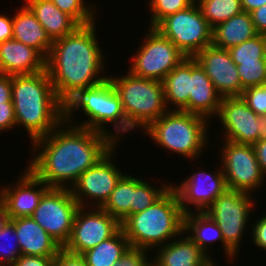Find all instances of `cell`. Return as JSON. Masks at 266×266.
I'll return each mask as SVG.
<instances>
[{
	"instance_id": "cell-38",
	"label": "cell",
	"mask_w": 266,
	"mask_h": 266,
	"mask_svg": "<svg viewBox=\"0 0 266 266\" xmlns=\"http://www.w3.org/2000/svg\"><path fill=\"white\" fill-rule=\"evenodd\" d=\"M265 212H260V215L252 217L251 229H250V239L247 242H251L255 249H260L264 254L266 253V210ZM262 213V214H261ZM255 218V220H254ZM254 222V223H253ZM252 240V241H251Z\"/></svg>"
},
{
	"instance_id": "cell-9",
	"label": "cell",
	"mask_w": 266,
	"mask_h": 266,
	"mask_svg": "<svg viewBox=\"0 0 266 266\" xmlns=\"http://www.w3.org/2000/svg\"><path fill=\"white\" fill-rule=\"evenodd\" d=\"M143 34L138 50L128 58L130 66L126 70L136 77L163 82L187 56L155 28Z\"/></svg>"
},
{
	"instance_id": "cell-34",
	"label": "cell",
	"mask_w": 266,
	"mask_h": 266,
	"mask_svg": "<svg viewBox=\"0 0 266 266\" xmlns=\"http://www.w3.org/2000/svg\"><path fill=\"white\" fill-rule=\"evenodd\" d=\"M21 255L14 222L10 219L0 231V266H12Z\"/></svg>"
},
{
	"instance_id": "cell-27",
	"label": "cell",
	"mask_w": 266,
	"mask_h": 266,
	"mask_svg": "<svg viewBox=\"0 0 266 266\" xmlns=\"http://www.w3.org/2000/svg\"><path fill=\"white\" fill-rule=\"evenodd\" d=\"M163 86L168 110L189 112L190 57L184 59L165 77Z\"/></svg>"
},
{
	"instance_id": "cell-26",
	"label": "cell",
	"mask_w": 266,
	"mask_h": 266,
	"mask_svg": "<svg viewBox=\"0 0 266 266\" xmlns=\"http://www.w3.org/2000/svg\"><path fill=\"white\" fill-rule=\"evenodd\" d=\"M257 34L251 14L242 11L212 28L211 44L228 50L246 40L252 39Z\"/></svg>"
},
{
	"instance_id": "cell-42",
	"label": "cell",
	"mask_w": 266,
	"mask_h": 266,
	"mask_svg": "<svg viewBox=\"0 0 266 266\" xmlns=\"http://www.w3.org/2000/svg\"><path fill=\"white\" fill-rule=\"evenodd\" d=\"M55 257L21 255L12 266H53Z\"/></svg>"
},
{
	"instance_id": "cell-5",
	"label": "cell",
	"mask_w": 266,
	"mask_h": 266,
	"mask_svg": "<svg viewBox=\"0 0 266 266\" xmlns=\"http://www.w3.org/2000/svg\"><path fill=\"white\" fill-rule=\"evenodd\" d=\"M211 124L207 118L194 113L168 110L141 133L154 142L155 147L160 146L170 155H179L192 162L200 160L206 150L208 152L209 142L213 140L209 135L214 130Z\"/></svg>"
},
{
	"instance_id": "cell-52",
	"label": "cell",
	"mask_w": 266,
	"mask_h": 266,
	"mask_svg": "<svg viewBox=\"0 0 266 266\" xmlns=\"http://www.w3.org/2000/svg\"><path fill=\"white\" fill-rule=\"evenodd\" d=\"M262 87L266 90V82L262 85Z\"/></svg>"
},
{
	"instance_id": "cell-51",
	"label": "cell",
	"mask_w": 266,
	"mask_h": 266,
	"mask_svg": "<svg viewBox=\"0 0 266 266\" xmlns=\"http://www.w3.org/2000/svg\"><path fill=\"white\" fill-rule=\"evenodd\" d=\"M220 262L219 263H214L212 266H221Z\"/></svg>"
},
{
	"instance_id": "cell-36",
	"label": "cell",
	"mask_w": 266,
	"mask_h": 266,
	"mask_svg": "<svg viewBox=\"0 0 266 266\" xmlns=\"http://www.w3.org/2000/svg\"><path fill=\"white\" fill-rule=\"evenodd\" d=\"M237 69L243 89L262 86L266 82V60L241 62Z\"/></svg>"
},
{
	"instance_id": "cell-8",
	"label": "cell",
	"mask_w": 266,
	"mask_h": 266,
	"mask_svg": "<svg viewBox=\"0 0 266 266\" xmlns=\"http://www.w3.org/2000/svg\"><path fill=\"white\" fill-rule=\"evenodd\" d=\"M256 203L257 197L252 194L226 189L204 212L219 225L224 243L237 256L246 243L244 238L250 237V221L256 214Z\"/></svg>"
},
{
	"instance_id": "cell-12",
	"label": "cell",
	"mask_w": 266,
	"mask_h": 266,
	"mask_svg": "<svg viewBox=\"0 0 266 266\" xmlns=\"http://www.w3.org/2000/svg\"><path fill=\"white\" fill-rule=\"evenodd\" d=\"M120 145L116 144L93 167L81 174L71 187L70 190L79 207L101 208L109 199L117 183L126 172L125 169L123 171L122 168L120 169L119 159L116 157L119 155Z\"/></svg>"
},
{
	"instance_id": "cell-3",
	"label": "cell",
	"mask_w": 266,
	"mask_h": 266,
	"mask_svg": "<svg viewBox=\"0 0 266 266\" xmlns=\"http://www.w3.org/2000/svg\"><path fill=\"white\" fill-rule=\"evenodd\" d=\"M12 101L17 128L21 133L26 130L30 144L65 119V105L57 97L46 70L12 75Z\"/></svg>"
},
{
	"instance_id": "cell-32",
	"label": "cell",
	"mask_w": 266,
	"mask_h": 266,
	"mask_svg": "<svg viewBox=\"0 0 266 266\" xmlns=\"http://www.w3.org/2000/svg\"><path fill=\"white\" fill-rule=\"evenodd\" d=\"M228 52L236 65L266 60V35L257 34L252 39L231 47Z\"/></svg>"
},
{
	"instance_id": "cell-29",
	"label": "cell",
	"mask_w": 266,
	"mask_h": 266,
	"mask_svg": "<svg viewBox=\"0 0 266 266\" xmlns=\"http://www.w3.org/2000/svg\"><path fill=\"white\" fill-rule=\"evenodd\" d=\"M133 193L134 173L125 172L101 208L122 223L133 214Z\"/></svg>"
},
{
	"instance_id": "cell-31",
	"label": "cell",
	"mask_w": 266,
	"mask_h": 266,
	"mask_svg": "<svg viewBox=\"0 0 266 266\" xmlns=\"http://www.w3.org/2000/svg\"><path fill=\"white\" fill-rule=\"evenodd\" d=\"M196 3L211 28L243 11L241 0H197Z\"/></svg>"
},
{
	"instance_id": "cell-4",
	"label": "cell",
	"mask_w": 266,
	"mask_h": 266,
	"mask_svg": "<svg viewBox=\"0 0 266 266\" xmlns=\"http://www.w3.org/2000/svg\"><path fill=\"white\" fill-rule=\"evenodd\" d=\"M64 105L67 122L106 134L116 144L126 140L127 119L120 97L109 78L96 86L78 91ZM79 114L83 115L82 121L76 120Z\"/></svg>"
},
{
	"instance_id": "cell-41",
	"label": "cell",
	"mask_w": 266,
	"mask_h": 266,
	"mask_svg": "<svg viewBox=\"0 0 266 266\" xmlns=\"http://www.w3.org/2000/svg\"><path fill=\"white\" fill-rule=\"evenodd\" d=\"M53 266H87L81 255H75L62 249L54 258Z\"/></svg>"
},
{
	"instance_id": "cell-45",
	"label": "cell",
	"mask_w": 266,
	"mask_h": 266,
	"mask_svg": "<svg viewBox=\"0 0 266 266\" xmlns=\"http://www.w3.org/2000/svg\"><path fill=\"white\" fill-rule=\"evenodd\" d=\"M12 101V75L0 74V104Z\"/></svg>"
},
{
	"instance_id": "cell-35",
	"label": "cell",
	"mask_w": 266,
	"mask_h": 266,
	"mask_svg": "<svg viewBox=\"0 0 266 266\" xmlns=\"http://www.w3.org/2000/svg\"><path fill=\"white\" fill-rule=\"evenodd\" d=\"M194 3L193 0H148L150 23L148 28H154L162 19L178 11L187 9Z\"/></svg>"
},
{
	"instance_id": "cell-39",
	"label": "cell",
	"mask_w": 266,
	"mask_h": 266,
	"mask_svg": "<svg viewBox=\"0 0 266 266\" xmlns=\"http://www.w3.org/2000/svg\"><path fill=\"white\" fill-rule=\"evenodd\" d=\"M151 251L130 247L113 266H147L152 261Z\"/></svg>"
},
{
	"instance_id": "cell-1",
	"label": "cell",
	"mask_w": 266,
	"mask_h": 266,
	"mask_svg": "<svg viewBox=\"0 0 266 266\" xmlns=\"http://www.w3.org/2000/svg\"><path fill=\"white\" fill-rule=\"evenodd\" d=\"M116 143L108 135L65 119L48 135L29 144L26 166L50 188H68Z\"/></svg>"
},
{
	"instance_id": "cell-20",
	"label": "cell",
	"mask_w": 266,
	"mask_h": 266,
	"mask_svg": "<svg viewBox=\"0 0 266 266\" xmlns=\"http://www.w3.org/2000/svg\"><path fill=\"white\" fill-rule=\"evenodd\" d=\"M184 231L215 262L218 261L216 258H214V253L211 254L213 251H215V249H213L215 242L219 243L218 247L222 245V254L225 255L224 259L226 258V264L228 263L230 265H234L236 264V259L240 258V255L237 256L224 243L222 231L219 225L204 212H191L185 214Z\"/></svg>"
},
{
	"instance_id": "cell-7",
	"label": "cell",
	"mask_w": 266,
	"mask_h": 266,
	"mask_svg": "<svg viewBox=\"0 0 266 266\" xmlns=\"http://www.w3.org/2000/svg\"><path fill=\"white\" fill-rule=\"evenodd\" d=\"M110 74L108 78L120 97L127 119V135L133 130L141 133L168 111L163 82L136 77L127 70L122 75Z\"/></svg>"
},
{
	"instance_id": "cell-16",
	"label": "cell",
	"mask_w": 266,
	"mask_h": 266,
	"mask_svg": "<svg viewBox=\"0 0 266 266\" xmlns=\"http://www.w3.org/2000/svg\"><path fill=\"white\" fill-rule=\"evenodd\" d=\"M214 121L218 122L216 125L222 130L218 138L222 137L225 141L250 145L258 141L259 116L246 105L241 97L222 98Z\"/></svg>"
},
{
	"instance_id": "cell-25",
	"label": "cell",
	"mask_w": 266,
	"mask_h": 266,
	"mask_svg": "<svg viewBox=\"0 0 266 266\" xmlns=\"http://www.w3.org/2000/svg\"><path fill=\"white\" fill-rule=\"evenodd\" d=\"M34 13L52 41L73 33L80 25L50 0H22Z\"/></svg>"
},
{
	"instance_id": "cell-22",
	"label": "cell",
	"mask_w": 266,
	"mask_h": 266,
	"mask_svg": "<svg viewBox=\"0 0 266 266\" xmlns=\"http://www.w3.org/2000/svg\"><path fill=\"white\" fill-rule=\"evenodd\" d=\"M45 70V58L15 39L0 43V74H35Z\"/></svg>"
},
{
	"instance_id": "cell-28",
	"label": "cell",
	"mask_w": 266,
	"mask_h": 266,
	"mask_svg": "<svg viewBox=\"0 0 266 266\" xmlns=\"http://www.w3.org/2000/svg\"><path fill=\"white\" fill-rule=\"evenodd\" d=\"M129 248V241L120 228L112 237L87 250L81 256L87 266H113Z\"/></svg>"
},
{
	"instance_id": "cell-13",
	"label": "cell",
	"mask_w": 266,
	"mask_h": 266,
	"mask_svg": "<svg viewBox=\"0 0 266 266\" xmlns=\"http://www.w3.org/2000/svg\"><path fill=\"white\" fill-rule=\"evenodd\" d=\"M195 168L179 183L171 180V188L175 191L179 204L184 214L191 212H205L214 200L226 189L225 176L220 162L214 166L213 171L199 166L198 160L194 161ZM198 164V165H197ZM199 166V167H198ZM206 167V170H205ZM197 169V170H196Z\"/></svg>"
},
{
	"instance_id": "cell-47",
	"label": "cell",
	"mask_w": 266,
	"mask_h": 266,
	"mask_svg": "<svg viewBox=\"0 0 266 266\" xmlns=\"http://www.w3.org/2000/svg\"><path fill=\"white\" fill-rule=\"evenodd\" d=\"M266 4V0H241L243 11L248 13Z\"/></svg>"
},
{
	"instance_id": "cell-11",
	"label": "cell",
	"mask_w": 266,
	"mask_h": 266,
	"mask_svg": "<svg viewBox=\"0 0 266 266\" xmlns=\"http://www.w3.org/2000/svg\"><path fill=\"white\" fill-rule=\"evenodd\" d=\"M154 28L187 57H194L212 43V28L196 2L168 15Z\"/></svg>"
},
{
	"instance_id": "cell-2",
	"label": "cell",
	"mask_w": 266,
	"mask_h": 266,
	"mask_svg": "<svg viewBox=\"0 0 266 266\" xmlns=\"http://www.w3.org/2000/svg\"><path fill=\"white\" fill-rule=\"evenodd\" d=\"M97 21L53 41L45 59V70L64 104L78 91L96 86L109 76L104 71L109 70L106 66L109 54L103 51L98 39Z\"/></svg>"
},
{
	"instance_id": "cell-48",
	"label": "cell",
	"mask_w": 266,
	"mask_h": 266,
	"mask_svg": "<svg viewBox=\"0 0 266 266\" xmlns=\"http://www.w3.org/2000/svg\"><path fill=\"white\" fill-rule=\"evenodd\" d=\"M266 139V115H259L258 141Z\"/></svg>"
},
{
	"instance_id": "cell-43",
	"label": "cell",
	"mask_w": 266,
	"mask_h": 266,
	"mask_svg": "<svg viewBox=\"0 0 266 266\" xmlns=\"http://www.w3.org/2000/svg\"><path fill=\"white\" fill-rule=\"evenodd\" d=\"M13 38V15L0 13V43Z\"/></svg>"
},
{
	"instance_id": "cell-18",
	"label": "cell",
	"mask_w": 266,
	"mask_h": 266,
	"mask_svg": "<svg viewBox=\"0 0 266 266\" xmlns=\"http://www.w3.org/2000/svg\"><path fill=\"white\" fill-rule=\"evenodd\" d=\"M206 72L218 93L224 97H240L242 91L237 65L227 49L209 45L193 57Z\"/></svg>"
},
{
	"instance_id": "cell-50",
	"label": "cell",
	"mask_w": 266,
	"mask_h": 266,
	"mask_svg": "<svg viewBox=\"0 0 266 266\" xmlns=\"http://www.w3.org/2000/svg\"><path fill=\"white\" fill-rule=\"evenodd\" d=\"M147 266H156L153 261H151Z\"/></svg>"
},
{
	"instance_id": "cell-19",
	"label": "cell",
	"mask_w": 266,
	"mask_h": 266,
	"mask_svg": "<svg viewBox=\"0 0 266 266\" xmlns=\"http://www.w3.org/2000/svg\"><path fill=\"white\" fill-rule=\"evenodd\" d=\"M152 253L156 266H212L216 263L185 231Z\"/></svg>"
},
{
	"instance_id": "cell-24",
	"label": "cell",
	"mask_w": 266,
	"mask_h": 266,
	"mask_svg": "<svg viewBox=\"0 0 266 266\" xmlns=\"http://www.w3.org/2000/svg\"><path fill=\"white\" fill-rule=\"evenodd\" d=\"M20 5L13 14V39L36 49L46 59L53 41L30 8L25 3Z\"/></svg>"
},
{
	"instance_id": "cell-15",
	"label": "cell",
	"mask_w": 266,
	"mask_h": 266,
	"mask_svg": "<svg viewBox=\"0 0 266 266\" xmlns=\"http://www.w3.org/2000/svg\"><path fill=\"white\" fill-rule=\"evenodd\" d=\"M121 223L102 208L79 207L73 220L72 233L63 249L82 255L102 241L112 237Z\"/></svg>"
},
{
	"instance_id": "cell-10",
	"label": "cell",
	"mask_w": 266,
	"mask_h": 266,
	"mask_svg": "<svg viewBox=\"0 0 266 266\" xmlns=\"http://www.w3.org/2000/svg\"><path fill=\"white\" fill-rule=\"evenodd\" d=\"M218 154L227 189L239 190L249 194L260 193L266 186V178L257 161L253 145L238 144L219 139ZM221 143V144H220ZM263 187V188H262ZM259 192L257 193V191Z\"/></svg>"
},
{
	"instance_id": "cell-37",
	"label": "cell",
	"mask_w": 266,
	"mask_h": 266,
	"mask_svg": "<svg viewBox=\"0 0 266 266\" xmlns=\"http://www.w3.org/2000/svg\"><path fill=\"white\" fill-rule=\"evenodd\" d=\"M240 97L258 116L266 115V90L262 86L248 87Z\"/></svg>"
},
{
	"instance_id": "cell-17",
	"label": "cell",
	"mask_w": 266,
	"mask_h": 266,
	"mask_svg": "<svg viewBox=\"0 0 266 266\" xmlns=\"http://www.w3.org/2000/svg\"><path fill=\"white\" fill-rule=\"evenodd\" d=\"M22 170L17 180L0 184V201L5 205L10 219L31 217L43 195L50 189L26 165Z\"/></svg>"
},
{
	"instance_id": "cell-23",
	"label": "cell",
	"mask_w": 266,
	"mask_h": 266,
	"mask_svg": "<svg viewBox=\"0 0 266 266\" xmlns=\"http://www.w3.org/2000/svg\"><path fill=\"white\" fill-rule=\"evenodd\" d=\"M22 255L55 257L63 247L31 217L11 219Z\"/></svg>"
},
{
	"instance_id": "cell-30",
	"label": "cell",
	"mask_w": 266,
	"mask_h": 266,
	"mask_svg": "<svg viewBox=\"0 0 266 266\" xmlns=\"http://www.w3.org/2000/svg\"><path fill=\"white\" fill-rule=\"evenodd\" d=\"M142 178L134 175L133 214L152 206L171 188V181L166 180L165 183V179L162 181L158 179V182L161 183L153 184L147 178Z\"/></svg>"
},
{
	"instance_id": "cell-40",
	"label": "cell",
	"mask_w": 266,
	"mask_h": 266,
	"mask_svg": "<svg viewBox=\"0 0 266 266\" xmlns=\"http://www.w3.org/2000/svg\"><path fill=\"white\" fill-rule=\"evenodd\" d=\"M17 129L13 102H3L0 104V135L9 133ZM9 131V132H8Z\"/></svg>"
},
{
	"instance_id": "cell-49",
	"label": "cell",
	"mask_w": 266,
	"mask_h": 266,
	"mask_svg": "<svg viewBox=\"0 0 266 266\" xmlns=\"http://www.w3.org/2000/svg\"><path fill=\"white\" fill-rule=\"evenodd\" d=\"M10 220L9 214L7 213L5 205L0 201V231Z\"/></svg>"
},
{
	"instance_id": "cell-46",
	"label": "cell",
	"mask_w": 266,
	"mask_h": 266,
	"mask_svg": "<svg viewBox=\"0 0 266 266\" xmlns=\"http://www.w3.org/2000/svg\"><path fill=\"white\" fill-rule=\"evenodd\" d=\"M253 148L262 173L266 178V139L257 141L253 144Z\"/></svg>"
},
{
	"instance_id": "cell-6",
	"label": "cell",
	"mask_w": 266,
	"mask_h": 266,
	"mask_svg": "<svg viewBox=\"0 0 266 266\" xmlns=\"http://www.w3.org/2000/svg\"><path fill=\"white\" fill-rule=\"evenodd\" d=\"M184 215L175 191L170 188L152 206L128 216L121 228L130 247L152 252L184 231Z\"/></svg>"
},
{
	"instance_id": "cell-33",
	"label": "cell",
	"mask_w": 266,
	"mask_h": 266,
	"mask_svg": "<svg viewBox=\"0 0 266 266\" xmlns=\"http://www.w3.org/2000/svg\"><path fill=\"white\" fill-rule=\"evenodd\" d=\"M62 12L71 16L80 26L89 25L98 19V8L93 1L87 0H50ZM95 4L93 5L92 4ZM97 17V18H96Z\"/></svg>"
},
{
	"instance_id": "cell-14",
	"label": "cell",
	"mask_w": 266,
	"mask_h": 266,
	"mask_svg": "<svg viewBox=\"0 0 266 266\" xmlns=\"http://www.w3.org/2000/svg\"><path fill=\"white\" fill-rule=\"evenodd\" d=\"M78 202L68 188H50L31 218L62 247L69 241Z\"/></svg>"
},
{
	"instance_id": "cell-44",
	"label": "cell",
	"mask_w": 266,
	"mask_h": 266,
	"mask_svg": "<svg viewBox=\"0 0 266 266\" xmlns=\"http://www.w3.org/2000/svg\"><path fill=\"white\" fill-rule=\"evenodd\" d=\"M258 34L266 35V4L250 12Z\"/></svg>"
},
{
	"instance_id": "cell-21",
	"label": "cell",
	"mask_w": 266,
	"mask_h": 266,
	"mask_svg": "<svg viewBox=\"0 0 266 266\" xmlns=\"http://www.w3.org/2000/svg\"><path fill=\"white\" fill-rule=\"evenodd\" d=\"M222 101L206 72L190 57L189 113L207 118L211 123L217 116ZM212 120V121H211Z\"/></svg>"
}]
</instances>
